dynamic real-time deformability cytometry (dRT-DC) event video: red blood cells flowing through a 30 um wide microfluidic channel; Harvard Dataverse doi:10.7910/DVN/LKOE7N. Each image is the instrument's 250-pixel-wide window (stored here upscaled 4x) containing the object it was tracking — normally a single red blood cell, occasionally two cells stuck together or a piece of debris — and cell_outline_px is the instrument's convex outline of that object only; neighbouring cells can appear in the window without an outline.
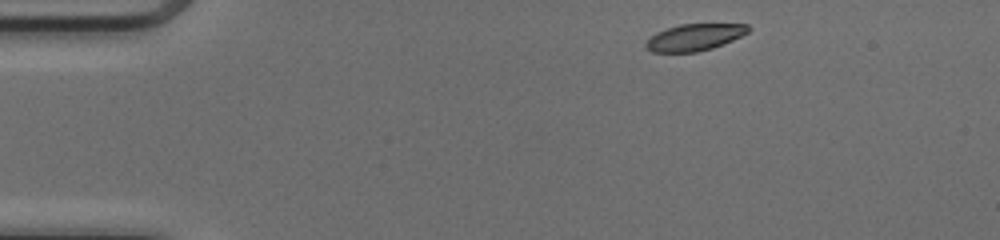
{"species": "common noctule bat (a hibernating species)", "species_latin": "Nyctalus noctula", "temperature_condition": "cold", "stored_images_in_passage": 43, "camera_frame_rate_fps": 3000, "um_per_image_px": 0.085, "animal": {"sex": "female", "body_mass_g": 17.0, "forearm_length_mm": 48.0}, "frame": {"image": 1, "passage_image": 1, "time_ms": 0.0, "image_size_px": [1000, 240], "cell_outline_px": [[752, 28], [748, 32], [724, 44], [712, 48], [696, 52], [652, 52], [644, 44], [656, 32], [680, 24], [748, 24]], "centroid_in_image_um": [59.06, 3.16], "position_along_channel_um": 25.9, "area_um2": 15.84}}
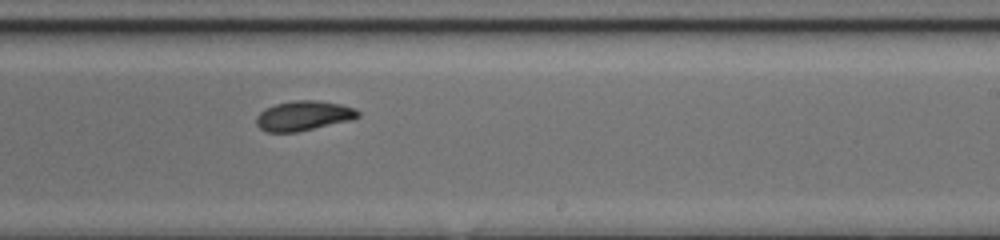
{"frame": {"image": 2, "passage_image": 24, "time_ms": 7.667, "image_size_px": [1000, 240], "cell_outline_px": [[360, 116], [352, 120], [296, 132], [268, 132], [260, 128], [256, 124], [256, 116], [264, 108], [276, 104], [292, 100], [316, 100], [340, 104], [356, 108], [360, 112]], "centroid_in_image_um": [25.81, 9.83], "position_along_channel_um": 263.2, "area_um2": 17.74}}
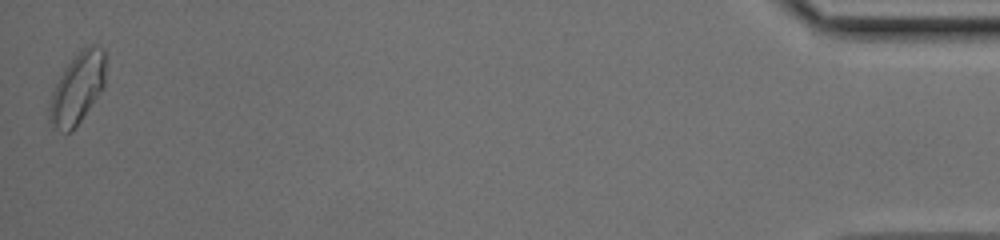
{"frame": {"image": 3, "passage_image": 43, "time_ms": 14.0, "image_size_px": [1000, 240], "cell_outline_px": [[104, 84], [100, 92], [72, 132], [64, 132], [56, 128], [48, 120], [48, 104], [52, 92], [64, 68], [76, 52], [88, 44], [96, 44], [104, 48]], "centroid_in_image_um": [6.55, 7.47], "position_along_channel_um": 428.6, "area_um2": 23.18}, "authors_computed_cell_mechanics": {"area_um2": 17.9758, "velocity_mm_per_s": 4.1051, "shape_relaxation_time_tau1_ms": 3.2938, "shape_relaxation_time_tau2_ms": 2.8322, "deformation_change_tau1": 0.0928, "deformation_change_tau2": 0.0728}}